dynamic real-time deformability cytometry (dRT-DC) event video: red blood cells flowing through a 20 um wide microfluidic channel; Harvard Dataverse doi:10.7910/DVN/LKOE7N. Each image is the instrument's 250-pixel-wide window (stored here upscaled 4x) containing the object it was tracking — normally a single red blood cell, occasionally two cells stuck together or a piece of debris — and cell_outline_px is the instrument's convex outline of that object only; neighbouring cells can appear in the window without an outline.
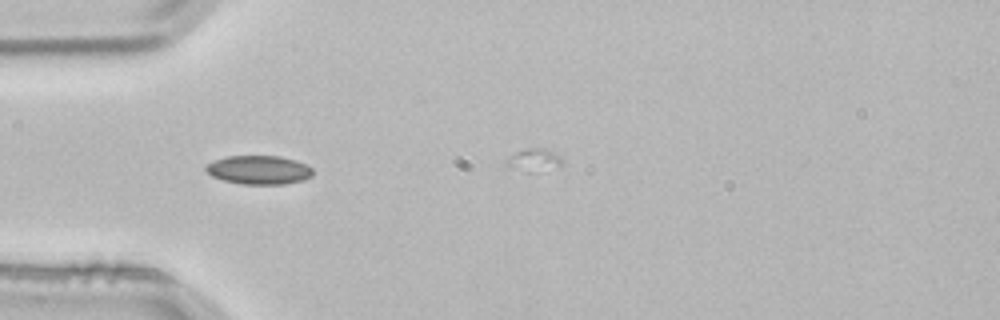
{"species": "common noctule bat (a hibernating species)", "species_latin": "Nyctalus noctula", "temperature_condition": "room temperature", "stored_images_in_passage": 6, "camera_frame_rate_fps": 3000, "um_per_image_px": 0.085, "animal": {"sex": "male", "body_mass_g": 21.5, "forearm_length_mm": 52.0}, "frame": {"image": 1, "passage_image": 5, "time_ms": 1.333, "image_size_px": [1000, 320], "cell_outline_px": [[312, 176], [304, 180], [284, 184], [240, 184], [224, 180], [212, 176], [204, 168], [208, 164], [216, 160], [228, 156], [280, 156], [296, 160], [312, 168]], "centroid_in_image_um": [22.03, 14.45], "position_along_channel_um": 63.0, "area_um2": 17.8}}